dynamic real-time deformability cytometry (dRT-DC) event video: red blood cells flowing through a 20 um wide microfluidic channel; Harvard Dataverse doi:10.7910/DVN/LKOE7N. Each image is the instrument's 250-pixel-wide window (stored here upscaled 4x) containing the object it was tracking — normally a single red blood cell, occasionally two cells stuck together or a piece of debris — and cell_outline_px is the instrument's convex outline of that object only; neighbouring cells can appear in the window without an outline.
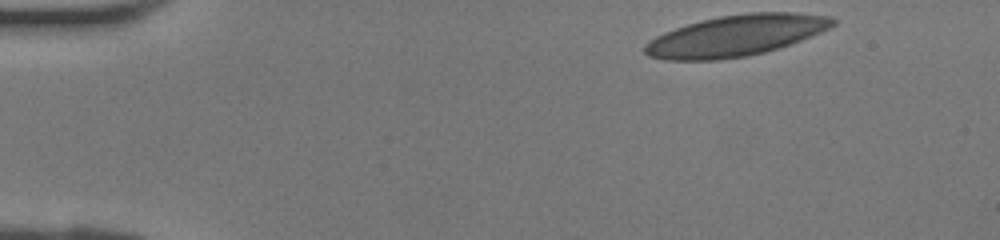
{"species": "human", "species_latin": "Homo sapiens", "temperature_condition": "room temperature", "stored_images_in_passage": 38, "camera_frame_rate_fps": 3000, "um_per_image_px": 0.085, "donor": {"sex": "female"}, "frame": {"image": 1, "passage_image": 1, "time_ms": 0.0, "image_size_px": [1000, 240], "cell_outline_px": [[836, 24], [820, 32], [800, 40], [764, 52], [744, 56], [720, 60], [664, 60], [648, 56], [644, 52], [644, 44], [656, 36], [664, 32], [688, 24], [720, 16], [748, 12], [796, 12], [832, 16], [836, 20]], "centroid_in_image_um": [62.54, 3.02], "position_along_channel_um": 22.5, "area_um2": 44.74}}
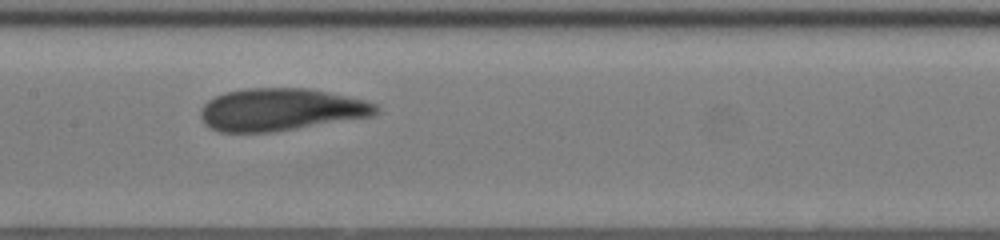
{"frame": {"image": 2, "passage_image": 17, "time_ms": 5.333, "image_size_px": [1000, 240], "cell_outline_px": [[380, 112], [372, 116], [272, 132], [220, 132], [204, 124], [200, 116], [200, 112], [204, 104], [208, 100], [216, 96], [228, 92], [248, 88], [308, 88], [328, 92], [364, 100], [376, 104], [380, 108]], "centroid_in_image_um": [23.87, 9.31], "position_along_channel_um": 183.5, "area_um2": 43.12}}
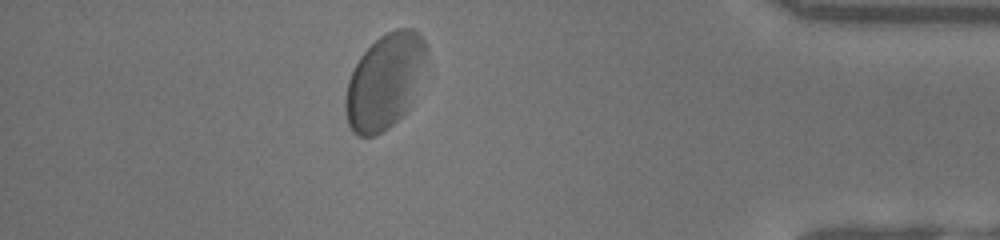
{"frame": {"image": 3, "passage_image": 33, "time_ms": 10.667, "image_size_px": [1000, 240], "cell_outline_px": [[428, 56], [408, 108], [388, 128], [372, 136], [356, 136], [352, 132], [348, 124], [344, 108], [344, 104], [348, 80], [360, 56], [380, 36], [396, 28], [412, 28], [424, 40], [428, 48]], "centroid_in_image_um": [32.68, 6.91], "position_along_channel_um": 402.5, "area_um2": 44.45}}